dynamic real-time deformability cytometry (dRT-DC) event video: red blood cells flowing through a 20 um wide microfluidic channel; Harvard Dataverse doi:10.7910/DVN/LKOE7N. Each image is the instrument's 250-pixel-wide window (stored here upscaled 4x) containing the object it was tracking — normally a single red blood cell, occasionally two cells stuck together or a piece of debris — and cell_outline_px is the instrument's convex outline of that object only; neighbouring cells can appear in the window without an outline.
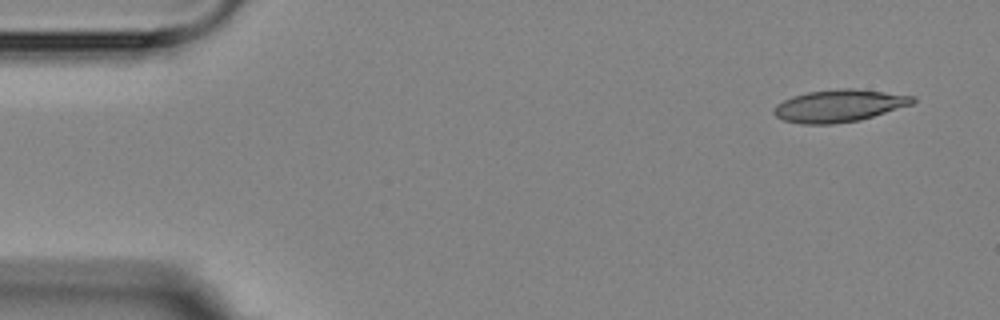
{"species": "Egyptian fruit bat (a non-hibernating species)", "species_latin": "Rousettus aegyptiacus", "temperature_condition": "room temperature", "stored_images_in_passage": 6, "camera_frame_rate_fps": 3000, "um_per_image_px": 0.085, "animal": {"sex": "female"}, "frame": {"image": 1, "passage_image": 1, "time_ms": 0.0, "image_size_px": [1000, 320], "cell_outline_px": [[916, 100], [912, 104], [860, 120], [832, 124], [804, 124], [784, 120], [776, 116], [772, 112], [776, 104], [792, 96], [808, 92], [840, 88], [852, 88], [916, 96]], "centroid_in_image_um": [71.31, 8.98], "position_along_channel_um": 13.7, "area_um2": 26.01}}
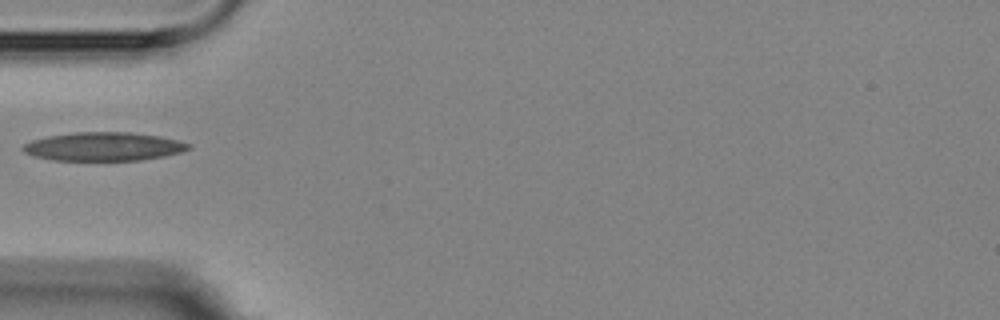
{"frame": {"image": 2, "passage_image": 5, "time_ms": 4.667, "image_size_px": [1000, 320], "cell_outline_px": [[192, 148], [180, 152], [164, 156], [140, 160], [52, 160], [36, 156], [24, 152], [20, 148], [24, 144], [32, 140], [48, 136], [76, 132], [128, 132], [160, 136], [192, 144]], "centroid_in_image_um": [8.81, 12.45], "position_along_channel_um": 76.2, "area_um2": 27.46}}
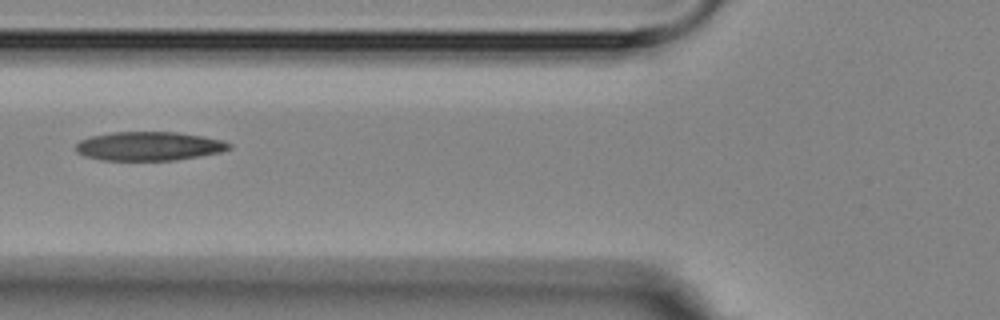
{"frame": {"image": 3, "passage_image": 6, "time_ms": 5.667, "image_size_px": [1000, 320], "cell_outline_px": [[232, 148], [220, 152], [200, 156], [176, 160], [100, 160], [84, 156], [76, 152], [76, 144], [80, 140], [92, 136], [112, 132], [176, 132], [204, 136], [224, 140], [232, 144]], "centroid_in_image_um": [12.69, 12.42], "position_along_channel_um": 113.1, "area_um2": 25.95}}